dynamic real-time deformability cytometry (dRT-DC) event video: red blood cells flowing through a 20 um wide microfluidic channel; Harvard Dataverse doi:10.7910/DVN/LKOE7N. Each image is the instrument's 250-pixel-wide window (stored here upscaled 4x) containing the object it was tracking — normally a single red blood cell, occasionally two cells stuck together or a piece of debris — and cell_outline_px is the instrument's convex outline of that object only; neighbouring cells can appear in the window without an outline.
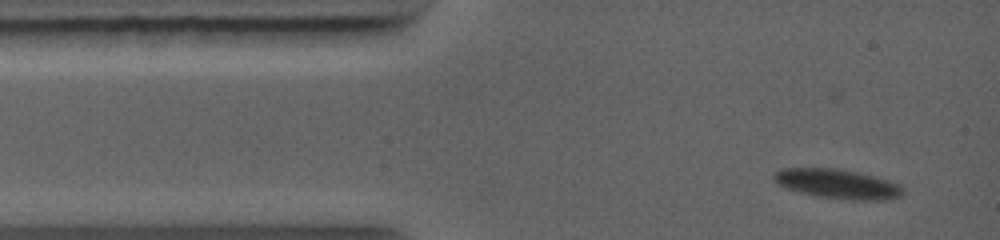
{"species": "common noctule bat (a hibernating species)", "species_latin": "Nyctalus noctula", "temperature_condition": "warm", "stored_images_in_passage": 5, "camera_frame_rate_fps": 5000, "um_per_image_px": 0.085, "animal": {"sex": "female", "body_mass_g": 19.0, "forearm_length_mm": 56.7}, "frame": {"image": 1, "passage_image": 2, "time_ms": 0.8, "image_size_px": [1000, 240], "cell_outline_px": [[904, 192], [900, 196], [888, 200], [852, 200], [816, 196], [788, 188], [772, 180], [772, 176], [780, 168], [836, 168], [856, 172], [888, 180], [900, 184], [904, 188]], "centroid_in_image_um": [71.22, 15.63], "position_along_channel_um": 13.8, "area_um2": 22.08}}
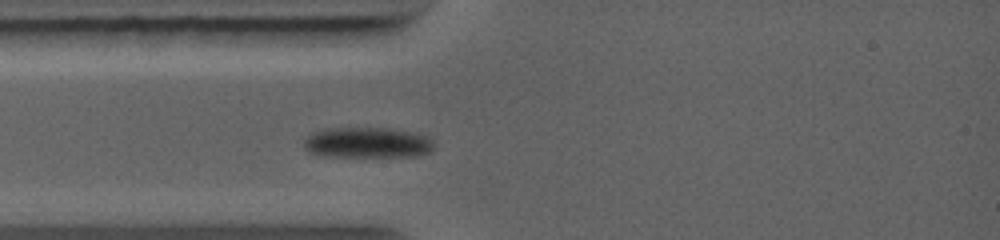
{"frame": {"image": 2, "passage_image": 5, "time_ms": 2.8, "image_size_px": [1000, 240], "cell_outline_px": [[432, 148], [428, 152], [416, 156], [324, 156], [308, 152], [304, 148], [304, 140], [308, 132], [324, 128], [388, 128], [412, 132], [432, 136]], "centroid_in_image_um": [31.17, 12.11], "position_along_channel_um": 53.8, "area_um2": 23.47}}